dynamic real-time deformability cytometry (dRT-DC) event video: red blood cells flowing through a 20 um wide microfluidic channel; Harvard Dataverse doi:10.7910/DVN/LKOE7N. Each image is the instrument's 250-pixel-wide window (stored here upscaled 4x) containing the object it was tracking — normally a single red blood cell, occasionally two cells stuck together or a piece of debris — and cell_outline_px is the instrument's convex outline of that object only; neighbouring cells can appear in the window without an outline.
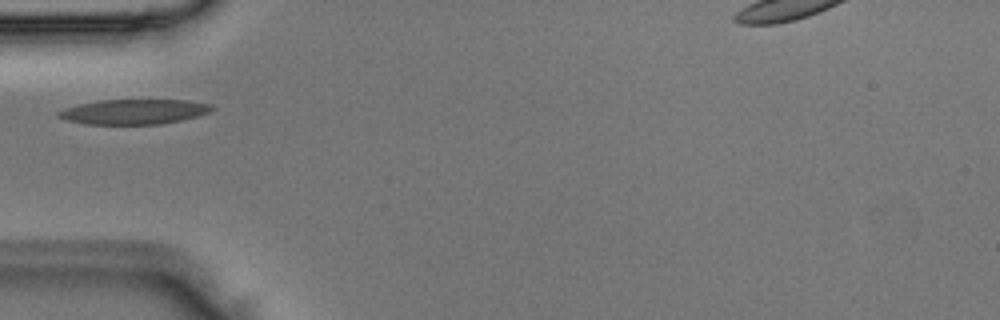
{"species": "Egyptian fruit bat (a non-hibernating species)", "species_latin": "Rousettus aegyptiacus", "temperature_condition": "room temperature", "stored_images_in_passage": 3, "camera_frame_rate_fps": 3000, "um_per_image_px": 0.085, "animal": {"sex": "male"}, "frame": {"image": 1, "passage_image": 3, "time_ms": 0.667, "image_size_px": [1000, 320], "cell_outline_px": [[216, 108], [208, 112], [196, 116], [180, 120], [160, 124], [84, 124], [68, 120], [56, 116], [56, 112], [64, 108], [80, 104], [100, 100], [188, 100], [212, 104]], "centroid_in_image_um": [11.38, 9.49], "position_along_channel_um": 73.6, "area_um2": 22.25}}